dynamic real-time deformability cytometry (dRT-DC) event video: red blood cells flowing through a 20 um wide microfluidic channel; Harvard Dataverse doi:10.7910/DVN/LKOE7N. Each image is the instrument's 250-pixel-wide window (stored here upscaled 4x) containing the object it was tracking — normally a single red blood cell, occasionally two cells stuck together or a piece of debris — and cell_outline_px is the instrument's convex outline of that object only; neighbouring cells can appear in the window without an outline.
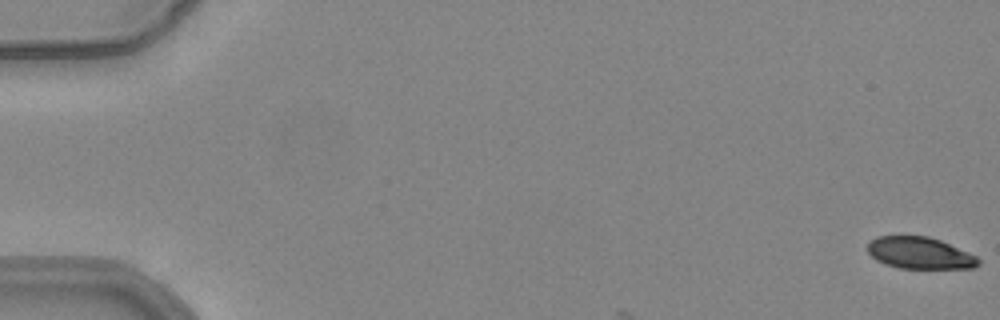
{"species": "common noctule bat (a hibernating species)", "species_latin": "Nyctalus noctula", "temperature_condition": "warm", "stored_images_in_passage": 8, "camera_frame_rate_fps": 3000, "um_per_image_px": 0.085, "animal": {"sex": "female", "body_mass_g": 24.6, "forearm_length_mm": 56.2}, "frame": {"image": 1, "passage_image": 1, "time_ms": 0.0, "image_size_px": [1000, 320], "cell_outline_px": [[980, 264], [972, 268], [900, 268], [884, 264], [876, 260], [868, 252], [868, 244], [876, 236], [928, 236], [940, 240], [968, 252], [976, 256], [980, 260]], "centroid_in_image_um": [78.18, 21.51], "position_along_channel_um": 6.8, "area_um2": 20.4}}